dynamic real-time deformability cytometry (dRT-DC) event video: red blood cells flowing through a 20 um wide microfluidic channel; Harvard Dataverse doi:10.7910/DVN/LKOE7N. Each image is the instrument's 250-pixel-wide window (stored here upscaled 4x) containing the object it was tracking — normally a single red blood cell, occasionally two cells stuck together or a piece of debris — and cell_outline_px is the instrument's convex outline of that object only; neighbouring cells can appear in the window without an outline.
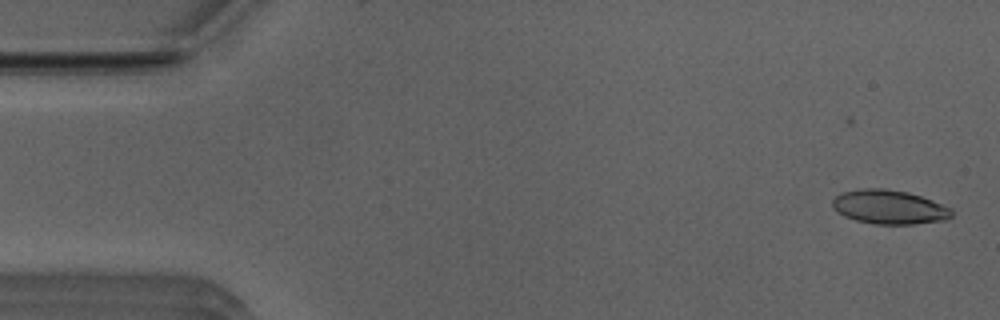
{"species": "Egyptian fruit bat (a non-hibernating species)", "species_latin": "Rousettus aegyptiacus", "temperature_condition": "room temperature", "stored_images_in_passage": 51, "camera_frame_rate_fps": 3000, "um_per_image_px": 0.085, "animal": {"sex": "male"}, "frame": {"image": 1, "passage_image": 1, "time_ms": 0.0, "image_size_px": [1000, 320], "cell_outline_px": [[952, 216], [944, 220], [912, 224], [872, 224], [856, 220], [844, 216], [832, 204], [832, 200], [836, 196], [844, 192], [864, 188], [880, 188], [908, 192], [932, 200], [952, 208]], "centroid_in_image_um": [75.61, 17.6], "position_along_channel_um": 9.4, "area_um2": 23.41}}
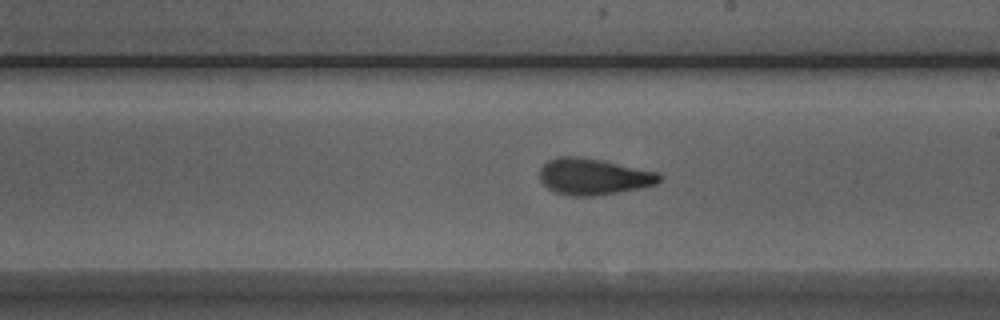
{"frame": {"image": 2, "passage_image": 28, "time_ms": 9.0, "image_size_px": [1000, 320], "cell_outline_px": [[660, 180], [656, 184], [640, 188], [592, 196], [568, 196], [556, 192], [548, 188], [540, 180], [540, 168], [548, 160], [556, 156], [580, 156], [600, 160], [656, 172], [660, 176]], "centroid_in_image_um": [50.38, 15.01], "position_along_channel_um": 238.6, "area_um2": 25.09}}
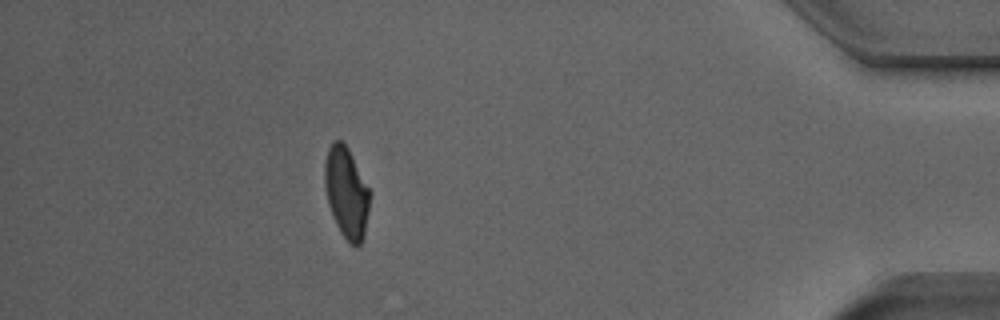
{"frame": {"image": 3, "passage_image": 45, "time_ms": 14.667, "image_size_px": [1000, 320], "cell_outline_px": [[368, 212], [364, 236], [360, 244], [356, 248], [348, 244], [340, 232], [336, 224], [328, 204], [324, 184], [324, 164], [328, 148], [332, 140], [340, 140], [348, 148], [368, 188]], "centroid_in_image_um": [29.41, 16.4], "position_along_channel_um": 405.8, "area_um2": 23.7}, "authors_computed_cell_mechanics": {"area_um2": 24.3338, "velocity_mm_per_s": 3.9308, "shape_relaxation_time_tau1_ms": 4.8989, "shape_relaxation_time_tau2_ms": 1.5952, "deformation_change_tau1": 0.1716, "deformation_change_tau2": 0.0874}}